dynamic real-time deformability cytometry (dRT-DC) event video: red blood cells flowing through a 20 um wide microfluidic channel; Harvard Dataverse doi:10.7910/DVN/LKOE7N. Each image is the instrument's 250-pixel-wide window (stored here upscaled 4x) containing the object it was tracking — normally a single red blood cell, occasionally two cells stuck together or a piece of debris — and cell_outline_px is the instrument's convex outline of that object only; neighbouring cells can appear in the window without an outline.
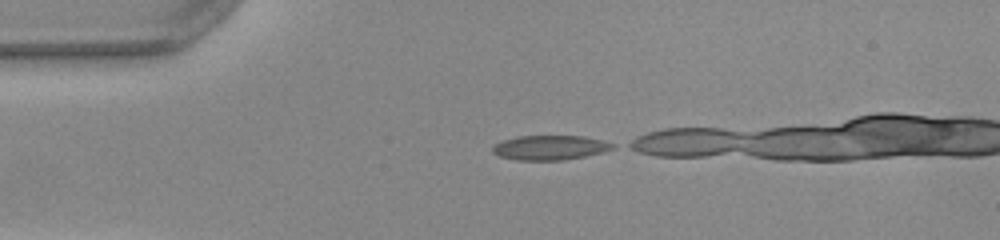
{"species": "common noctule bat (a hibernating species)", "species_latin": "Nyctalus noctula", "temperature_condition": "warm", "stored_images_in_passage": 11, "camera_frame_rate_fps": 3000, "um_per_image_px": 0.085, "animal": {"sex": "female", "body_mass_g": 22.0, "forearm_length_mm": 56.7}, "frame": {"image": 1, "passage_image": 1, "time_ms": 0.0, "image_size_px": [1000, 240], "cell_outline_px": [[616, 148], [604, 152], [564, 160], [516, 160], [500, 156], [492, 152], [492, 144], [516, 136], [584, 136], [604, 140], [616, 144]], "centroid_in_image_um": [46.78, 12.54], "position_along_channel_um": 38.2, "area_um2": 17.4}}
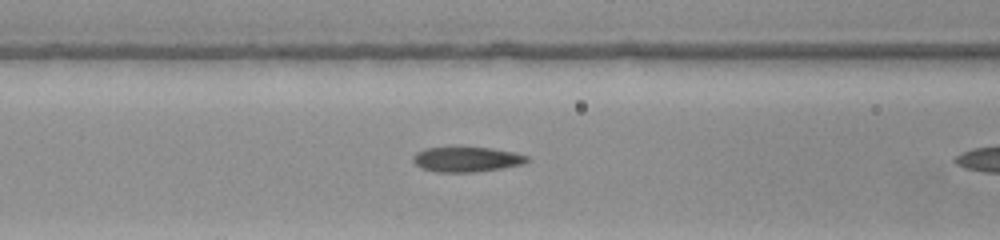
{"frame": {"image": 2, "passage_image": 10, "time_ms": 3.0, "image_size_px": [1000, 240], "cell_outline_px": [[528, 160], [524, 164], [476, 172], [436, 172], [420, 168], [412, 160], [412, 156], [416, 152], [424, 148], [488, 148], [512, 152], [528, 156]], "centroid_in_image_um": [39.61, 13.56], "position_along_channel_um": 127.0, "area_um2": 16.42}}